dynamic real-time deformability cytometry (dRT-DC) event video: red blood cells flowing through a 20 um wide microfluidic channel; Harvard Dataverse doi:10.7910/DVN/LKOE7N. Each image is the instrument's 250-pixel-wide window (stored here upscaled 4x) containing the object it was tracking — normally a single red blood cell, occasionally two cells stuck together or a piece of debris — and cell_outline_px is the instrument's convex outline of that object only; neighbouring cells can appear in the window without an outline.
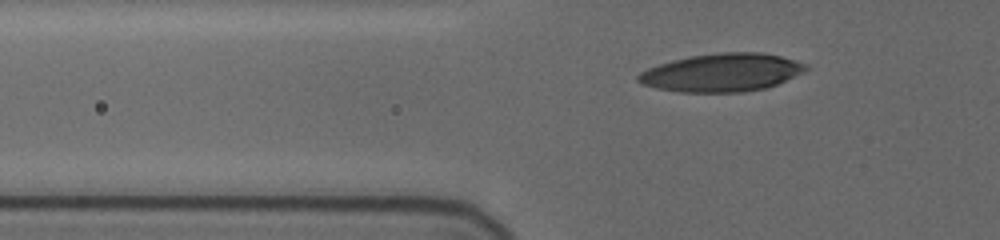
{"species": "human", "species_latin": "Homo sapiens", "temperature_condition": "cold", "stored_images_in_passage": 6, "camera_frame_rate_fps": 3000, "um_per_image_px": 0.085, "donor": {"sex": "female"}, "frame": {"image": 1, "passage_image": 6, "time_ms": 6.0, "image_size_px": [1000, 240], "cell_outline_px": [[808, 68], [804, 72], [768, 88], [744, 92], [680, 92], [656, 88], [644, 84], [636, 80], [636, 76], [640, 72], [648, 68], [672, 60], [688, 56], [720, 52], [760, 52], [780, 56], [808, 64]], "centroid_in_image_um": [61.37, 6.17], "position_along_channel_um": 64.4, "area_um2": 37.34}}